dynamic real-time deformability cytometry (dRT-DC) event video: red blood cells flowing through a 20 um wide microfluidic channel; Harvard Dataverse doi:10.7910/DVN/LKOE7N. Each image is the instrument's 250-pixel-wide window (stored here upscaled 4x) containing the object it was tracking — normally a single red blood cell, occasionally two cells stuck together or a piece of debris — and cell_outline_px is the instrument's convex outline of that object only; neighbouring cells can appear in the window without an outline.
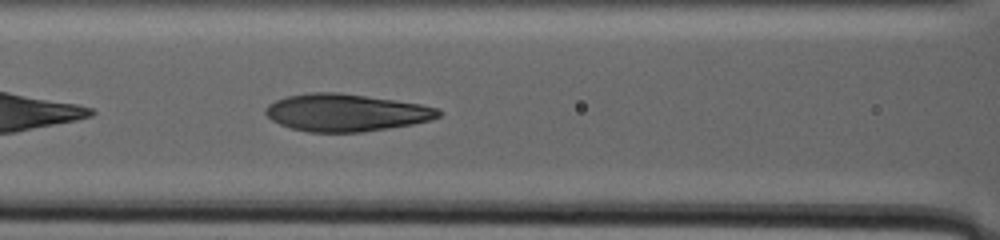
{"species": "human", "species_latin": "Homo sapiens", "temperature_condition": "warm", "stored_images_in_passage": 47, "camera_frame_rate_fps": 3000, "um_per_image_px": 0.085, "donor": {"sex": "male"}, "frame": {"image": 1, "passage_image": 20, "time_ms": 18.667, "image_size_px": [1000, 240], "cell_outline_px": [[444, 112], [440, 116], [428, 120], [412, 124], [388, 128], [360, 132], [308, 132], [292, 128], [280, 124], [272, 120], [264, 112], [264, 108], [268, 104], [276, 100], [288, 96], [308, 92], [336, 92], [420, 104], [436, 108]], "centroid_in_image_um": [29.37, 9.57], "position_along_channel_um": 137.2, "area_um2": 37.34}}
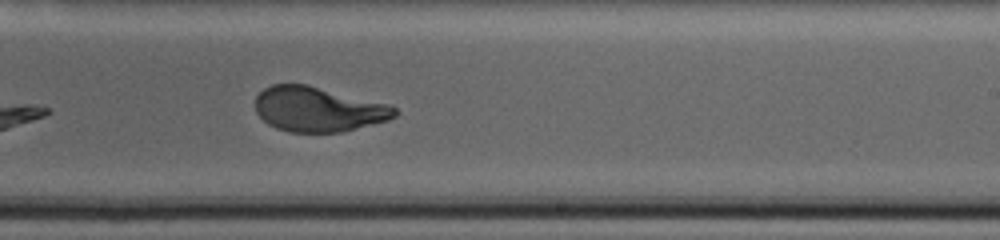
{"frame": {"image": 2, "passage_image": 33, "time_ms": 25.0, "image_size_px": [1000, 240], "cell_outline_px": [[400, 112], [396, 116], [388, 120], [340, 132], [288, 132], [276, 128], [268, 124], [256, 112], [256, 96], [264, 88], [272, 84], [308, 84], [392, 104]], "centroid_in_image_um": [27.08, 9.27], "position_along_channel_um": 261.9, "area_um2": 36.76}}
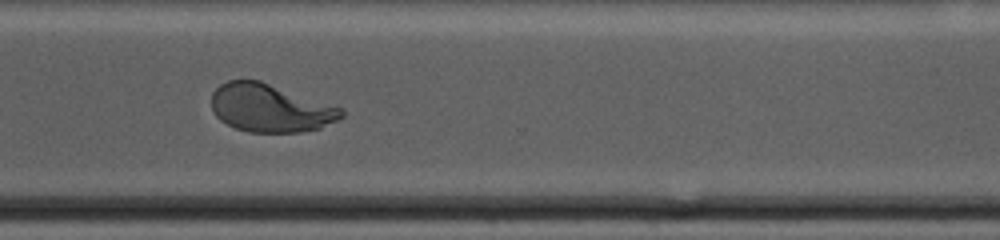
{"frame": {"image": 3, "passage_image": 42, "time_ms": 29.333, "image_size_px": [1000, 240], "cell_outline_px": [[344, 116], [320, 128], [300, 132], [248, 132], [236, 128], [220, 120], [216, 116], [212, 108], [212, 92], [220, 84], [228, 80], [260, 80], [340, 108], [344, 112]], "centroid_in_image_um": [22.92, 9.18], "position_along_channel_um": 347.7, "area_um2": 35.95}}